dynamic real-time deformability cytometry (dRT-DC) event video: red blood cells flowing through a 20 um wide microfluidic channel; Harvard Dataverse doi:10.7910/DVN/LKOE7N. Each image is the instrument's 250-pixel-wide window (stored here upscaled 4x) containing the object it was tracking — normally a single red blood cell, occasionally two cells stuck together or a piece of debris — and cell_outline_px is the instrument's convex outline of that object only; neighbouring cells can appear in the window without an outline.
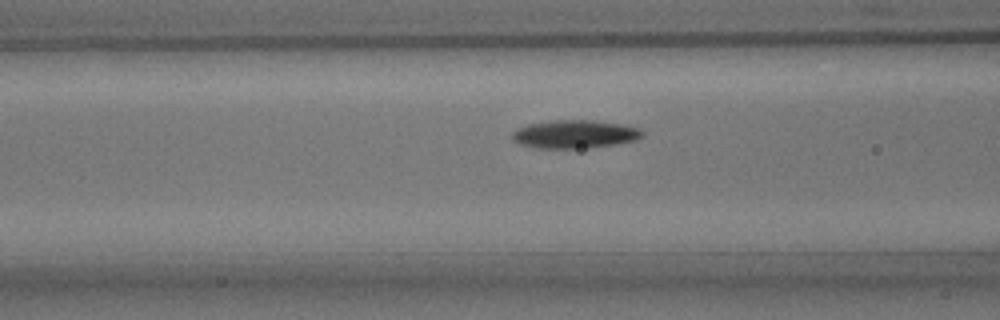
{"species": "common noctule bat (a hibernating species)", "species_latin": "Nyctalus noctula", "temperature_condition": "room temperature", "stored_images_in_passage": 29, "camera_frame_rate_fps": 3000, "um_per_image_px": 0.085, "animal": {"sex": "male", "body_mass_g": 15.6}, "frame": {"image": 1, "passage_image": 7, "time_ms": 2.0, "image_size_px": [1000, 320], "cell_outline_px": [[644, 136], [636, 140], [612, 144], [576, 148], [536, 148], [520, 144], [512, 140], [512, 132], [516, 128], [528, 124], [556, 120], [592, 120], [620, 124], [640, 128], [644, 132]], "centroid_in_image_um": [48.82, 11.39], "position_along_channel_um": 117.8, "area_um2": 21.21}}
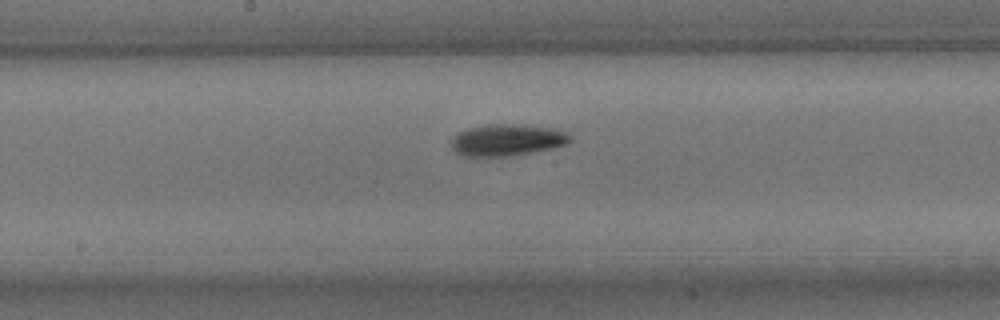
{"frame": {"image": 2, "passage_image": 14, "time_ms": 4.333, "image_size_px": [1000, 320], "cell_outline_px": [[572, 140], [568, 144], [552, 148], [532, 152], [508, 156], [464, 156], [456, 152], [452, 148], [452, 136], [468, 128], [488, 124], [516, 124], [556, 128], [568, 132], [572, 136]], "centroid_in_image_um": [43.15, 11.89], "position_along_channel_um": 205.0, "area_um2": 22.08}}
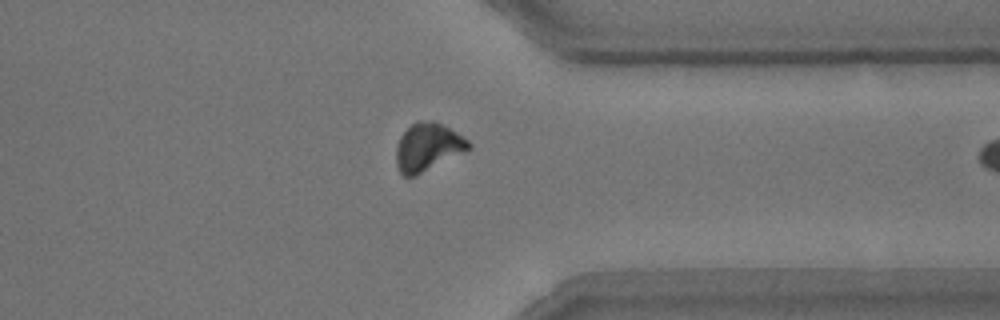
{"frame": {"image": 3, "passage_image": 28, "time_ms": 9.0, "image_size_px": [1000, 320], "cell_outline_px": [[472, 148], [416, 176], [404, 176], [396, 168], [396, 148], [400, 136], [416, 120], [436, 120], [456, 132], [468, 140], [472, 144]], "centroid_in_image_um": [36.36, 12.49], "position_along_channel_um": 375.0, "area_um2": 20.4}}